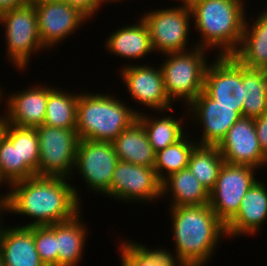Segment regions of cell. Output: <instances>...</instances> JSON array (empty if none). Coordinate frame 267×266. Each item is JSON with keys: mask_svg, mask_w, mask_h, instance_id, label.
Segmentation results:
<instances>
[{"mask_svg": "<svg viewBox=\"0 0 267 266\" xmlns=\"http://www.w3.org/2000/svg\"><path fill=\"white\" fill-rule=\"evenodd\" d=\"M8 187V213L33 219L17 226L53 225L69 221L81 212V195L68 178L36 175Z\"/></svg>", "mask_w": 267, "mask_h": 266, "instance_id": "cell-1", "label": "cell"}, {"mask_svg": "<svg viewBox=\"0 0 267 266\" xmlns=\"http://www.w3.org/2000/svg\"><path fill=\"white\" fill-rule=\"evenodd\" d=\"M169 212L175 252H166L180 266H206L226 237L225 225L209 204L170 207Z\"/></svg>", "mask_w": 267, "mask_h": 266, "instance_id": "cell-2", "label": "cell"}, {"mask_svg": "<svg viewBox=\"0 0 267 266\" xmlns=\"http://www.w3.org/2000/svg\"><path fill=\"white\" fill-rule=\"evenodd\" d=\"M192 12V23L200 32L195 46L220 50L216 55H233L239 48L245 18L243 0H187ZM219 48V49H218Z\"/></svg>", "mask_w": 267, "mask_h": 266, "instance_id": "cell-3", "label": "cell"}, {"mask_svg": "<svg viewBox=\"0 0 267 266\" xmlns=\"http://www.w3.org/2000/svg\"><path fill=\"white\" fill-rule=\"evenodd\" d=\"M108 93H79L76 131L80 140L113 142L142 112Z\"/></svg>", "mask_w": 267, "mask_h": 266, "instance_id": "cell-4", "label": "cell"}, {"mask_svg": "<svg viewBox=\"0 0 267 266\" xmlns=\"http://www.w3.org/2000/svg\"><path fill=\"white\" fill-rule=\"evenodd\" d=\"M193 46L191 51L164 54L166 58L160 65L167 97L173 104L183 102L186 108L203 91L209 64L206 58L209 50Z\"/></svg>", "mask_w": 267, "mask_h": 266, "instance_id": "cell-5", "label": "cell"}, {"mask_svg": "<svg viewBox=\"0 0 267 266\" xmlns=\"http://www.w3.org/2000/svg\"><path fill=\"white\" fill-rule=\"evenodd\" d=\"M0 24L5 28L8 62L16 69L26 70L34 52L48 51L39 37L37 14L32 2L1 12Z\"/></svg>", "mask_w": 267, "mask_h": 266, "instance_id": "cell-6", "label": "cell"}, {"mask_svg": "<svg viewBox=\"0 0 267 266\" xmlns=\"http://www.w3.org/2000/svg\"><path fill=\"white\" fill-rule=\"evenodd\" d=\"M141 18L148 27L154 52L164 55L189 50L188 38L193 27L192 12L187 1L170 8L150 9Z\"/></svg>", "mask_w": 267, "mask_h": 266, "instance_id": "cell-7", "label": "cell"}, {"mask_svg": "<svg viewBox=\"0 0 267 266\" xmlns=\"http://www.w3.org/2000/svg\"><path fill=\"white\" fill-rule=\"evenodd\" d=\"M35 129L40 151L38 176L64 177L71 180L80 140L76 129L46 125Z\"/></svg>", "mask_w": 267, "mask_h": 266, "instance_id": "cell-8", "label": "cell"}, {"mask_svg": "<svg viewBox=\"0 0 267 266\" xmlns=\"http://www.w3.org/2000/svg\"><path fill=\"white\" fill-rule=\"evenodd\" d=\"M118 161L112 142L79 140L73 171L85 180L87 190L106 196Z\"/></svg>", "mask_w": 267, "mask_h": 266, "instance_id": "cell-9", "label": "cell"}, {"mask_svg": "<svg viewBox=\"0 0 267 266\" xmlns=\"http://www.w3.org/2000/svg\"><path fill=\"white\" fill-rule=\"evenodd\" d=\"M255 170L251 166L225 162L220 168L216 184L210 191L209 206L224 225L236 215L244 195L258 180L254 177Z\"/></svg>", "mask_w": 267, "mask_h": 266, "instance_id": "cell-10", "label": "cell"}, {"mask_svg": "<svg viewBox=\"0 0 267 266\" xmlns=\"http://www.w3.org/2000/svg\"><path fill=\"white\" fill-rule=\"evenodd\" d=\"M106 197L133 203H152L162 199L161 181L155 169L118 161L113 173L111 189Z\"/></svg>", "mask_w": 267, "mask_h": 266, "instance_id": "cell-11", "label": "cell"}, {"mask_svg": "<svg viewBox=\"0 0 267 266\" xmlns=\"http://www.w3.org/2000/svg\"><path fill=\"white\" fill-rule=\"evenodd\" d=\"M205 69L203 91L218 104L242 107L244 100V65L233 55H217Z\"/></svg>", "mask_w": 267, "mask_h": 266, "instance_id": "cell-12", "label": "cell"}, {"mask_svg": "<svg viewBox=\"0 0 267 266\" xmlns=\"http://www.w3.org/2000/svg\"><path fill=\"white\" fill-rule=\"evenodd\" d=\"M37 14L39 37L46 49L76 33L89 18L78 8L60 0L32 1ZM50 47V48H49Z\"/></svg>", "mask_w": 267, "mask_h": 266, "instance_id": "cell-13", "label": "cell"}, {"mask_svg": "<svg viewBox=\"0 0 267 266\" xmlns=\"http://www.w3.org/2000/svg\"><path fill=\"white\" fill-rule=\"evenodd\" d=\"M125 65L122 66L123 68L118 75L122 77L125 88L128 90L127 93L130 94L129 96L133 101L153 109L158 114H160L159 112L165 114L169 111L173 112V103L166 95L160 65L159 67H152L147 64L130 65L128 63Z\"/></svg>", "mask_w": 267, "mask_h": 266, "instance_id": "cell-14", "label": "cell"}, {"mask_svg": "<svg viewBox=\"0 0 267 266\" xmlns=\"http://www.w3.org/2000/svg\"><path fill=\"white\" fill-rule=\"evenodd\" d=\"M188 120L202 124L203 133L198 145L218 146L230 127L242 116V107H226L202 91L188 106ZM193 117V118H192Z\"/></svg>", "mask_w": 267, "mask_h": 266, "instance_id": "cell-15", "label": "cell"}, {"mask_svg": "<svg viewBox=\"0 0 267 266\" xmlns=\"http://www.w3.org/2000/svg\"><path fill=\"white\" fill-rule=\"evenodd\" d=\"M217 147L227 164L247 165L258 170L267 166L252 118L241 116Z\"/></svg>", "mask_w": 267, "mask_h": 266, "instance_id": "cell-16", "label": "cell"}, {"mask_svg": "<svg viewBox=\"0 0 267 266\" xmlns=\"http://www.w3.org/2000/svg\"><path fill=\"white\" fill-rule=\"evenodd\" d=\"M42 84L44 83L8 95L7 102L3 103H6L8 124L29 128L43 125L48 93L53 87Z\"/></svg>", "mask_w": 267, "mask_h": 266, "instance_id": "cell-17", "label": "cell"}, {"mask_svg": "<svg viewBox=\"0 0 267 266\" xmlns=\"http://www.w3.org/2000/svg\"><path fill=\"white\" fill-rule=\"evenodd\" d=\"M257 180L246 192L236 215L225 225L227 237L256 235L267 222V187ZM265 222V223H264ZM261 228V229H260Z\"/></svg>", "mask_w": 267, "mask_h": 266, "instance_id": "cell-18", "label": "cell"}, {"mask_svg": "<svg viewBox=\"0 0 267 266\" xmlns=\"http://www.w3.org/2000/svg\"><path fill=\"white\" fill-rule=\"evenodd\" d=\"M0 260L4 266H45L36 250L33 233L28 227L3 226Z\"/></svg>", "mask_w": 267, "mask_h": 266, "instance_id": "cell-19", "label": "cell"}, {"mask_svg": "<svg viewBox=\"0 0 267 266\" xmlns=\"http://www.w3.org/2000/svg\"><path fill=\"white\" fill-rule=\"evenodd\" d=\"M251 23L245 18L241 44L233 56L246 68L267 69V7ZM248 21V22H247Z\"/></svg>", "mask_w": 267, "mask_h": 266, "instance_id": "cell-20", "label": "cell"}, {"mask_svg": "<svg viewBox=\"0 0 267 266\" xmlns=\"http://www.w3.org/2000/svg\"><path fill=\"white\" fill-rule=\"evenodd\" d=\"M135 25H125L107 37L105 47L109 53L123 59L138 60L154 53L149 30L140 18Z\"/></svg>", "mask_w": 267, "mask_h": 266, "instance_id": "cell-21", "label": "cell"}, {"mask_svg": "<svg viewBox=\"0 0 267 266\" xmlns=\"http://www.w3.org/2000/svg\"><path fill=\"white\" fill-rule=\"evenodd\" d=\"M112 144L120 161L154 168L156 152L138 120L124 129Z\"/></svg>", "mask_w": 267, "mask_h": 266, "instance_id": "cell-22", "label": "cell"}, {"mask_svg": "<svg viewBox=\"0 0 267 266\" xmlns=\"http://www.w3.org/2000/svg\"><path fill=\"white\" fill-rule=\"evenodd\" d=\"M161 192L162 198L166 194L171 195L169 207L209 204L210 192L189 168L172 173L165 178L161 182Z\"/></svg>", "mask_w": 267, "mask_h": 266, "instance_id": "cell-23", "label": "cell"}, {"mask_svg": "<svg viewBox=\"0 0 267 266\" xmlns=\"http://www.w3.org/2000/svg\"><path fill=\"white\" fill-rule=\"evenodd\" d=\"M81 213L69 221L55 224L58 266H79L82 261L88 231Z\"/></svg>", "mask_w": 267, "mask_h": 266, "instance_id": "cell-24", "label": "cell"}, {"mask_svg": "<svg viewBox=\"0 0 267 266\" xmlns=\"http://www.w3.org/2000/svg\"><path fill=\"white\" fill-rule=\"evenodd\" d=\"M152 114L141 113L137 115V120L142 124L146 131L152 149L158 152L181 140L187 133L183 125L186 115L180 119H175L173 115H164L162 117L152 116ZM159 117V118H158ZM184 118V119H183Z\"/></svg>", "mask_w": 267, "mask_h": 266, "instance_id": "cell-25", "label": "cell"}, {"mask_svg": "<svg viewBox=\"0 0 267 266\" xmlns=\"http://www.w3.org/2000/svg\"><path fill=\"white\" fill-rule=\"evenodd\" d=\"M79 93L64 91L57 87L48 93L46 115L43 125L56 128L76 129V114Z\"/></svg>", "mask_w": 267, "mask_h": 266, "instance_id": "cell-26", "label": "cell"}, {"mask_svg": "<svg viewBox=\"0 0 267 266\" xmlns=\"http://www.w3.org/2000/svg\"><path fill=\"white\" fill-rule=\"evenodd\" d=\"M267 113V72L244 66L242 116L255 119Z\"/></svg>", "mask_w": 267, "mask_h": 266, "instance_id": "cell-27", "label": "cell"}, {"mask_svg": "<svg viewBox=\"0 0 267 266\" xmlns=\"http://www.w3.org/2000/svg\"><path fill=\"white\" fill-rule=\"evenodd\" d=\"M224 159L217 146L196 145L190 155L188 168L210 192L218 178Z\"/></svg>", "mask_w": 267, "mask_h": 266, "instance_id": "cell-28", "label": "cell"}, {"mask_svg": "<svg viewBox=\"0 0 267 266\" xmlns=\"http://www.w3.org/2000/svg\"><path fill=\"white\" fill-rule=\"evenodd\" d=\"M188 135L190 134L156 152L154 169L161 182L170 174L188 168L191 152L197 145V142L190 139Z\"/></svg>", "mask_w": 267, "mask_h": 266, "instance_id": "cell-29", "label": "cell"}, {"mask_svg": "<svg viewBox=\"0 0 267 266\" xmlns=\"http://www.w3.org/2000/svg\"><path fill=\"white\" fill-rule=\"evenodd\" d=\"M118 250L121 266H180L164 247L150 249L141 243L123 239Z\"/></svg>", "mask_w": 267, "mask_h": 266, "instance_id": "cell-30", "label": "cell"}, {"mask_svg": "<svg viewBox=\"0 0 267 266\" xmlns=\"http://www.w3.org/2000/svg\"><path fill=\"white\" fill-rule=\"evenodd\" d=\"M5 135L13 144H17L19 164H25L35 175H38L40 151L36 129L7 124Z\"/></svg>", "mask_w": 267, "mask_h": 266, "instance_id": "cell-31", "label": "cell"}, {"mask_svg": "<svg viewBox=\"0 0 267 266\" xmlns=\"http://www.w3.org/2000/svg\"><path fill=\"white\" fill-rule=\"evenodd\" d=\"M0 176L8 184L36 176L25 164H19L17 144L4 134L0 140Z\"/></svg>", "mask_w": 267, "mask_h": 266, "instance_id": "cell-32", "label": "cell"}, {"mask_svg": "<svg viewBox=\"0 0 267 266\" xmlns=\"http://www.w3.org/2000/svg\"><path fill=\"white\" fill-rule=\"evenodd\" d=\"M33 233L36 250L45 266H58L55 224L28 227Z\"/></svg>", "mask_w": 267, "mask_h": 266, "instance_id": "cell-33", "label": "cell"}, {"mask_svg": "<svg viewBox=\"0 0 267 266\" xmlns=\"http://www.w3.org/2000/svg\"><path fill=\"white\" fill-rule=\"evenodd\" d=\"M67 4L78 8L89 19L94 18L96 13L101 9L102 4L105 5V0H62Z\"/></svg>", "mask_w": 267, "mask_h": 266, "instance_id": "cell-34", "label": "cell"}, {"mask_svg": "<svg viewBox=\"0 0 267 266\" xmlns=\"http://www.w3.org/2000/svg\"><path fill=\"white\" fill-rule=\"evenodd\" d=\"M253 120L262 153L267 158V113Z\"/></svg>", "mask_w": 267, "mask_h": 266, "instance_id": "cell-35", "label": "cell"}, {"mask_svg": "<svg viewBox=\"0 0 267 266\" xmlns=\"http://www.w3.org/2000/svg\"><path fill=\"white\" fill-rule=\"evenodd\" d=\"M32 0H0V13L9 9L25 6Z\"/></svg>", "mask_w": 267, "mask_h": 266, "instance_id": "cell-36", "label": "cell"}, {"mask_svg": "<svg viewBox=\"0 0 267 266\" xmlns=\"http://www.w3.org/2000/svg\"><path fill=\"white\" fill-rule=\"evenodd\" d=\"M5 212L8 214V193L0 195V225H3L1 221Z\"/></svg>", "mask_w": 267, "mask_h": 266, "instance_id": "cell-37", "label": "cell"}, {"mask_svg": "<svg viewBox=\"0 0 267 266\" xmlns=\"http://www.w3.org/2000/svg\"><path fill=\"white\" fill-rule=\"evenodd\" d=\"M7 118L6 115L3 114V116L0 114V140L5 134V129L7 126Z\"/></svg>", "mask_w": 267, "mask_h": 266, "instance_id": "cell-38", "label": "cell"}, {"mask_svg": "<svg viewBox=\"0 0 267 266\" xmlns=\"http://www.w3.org/2000/svg\"><path fill=\"white\" fill-rule=\"evenodd\" d=\"M2 87H0V105L2 104V100L4 101L3 97H5L6 95H3L5 92H2L4 89H1ZM2 99V100H1Z\"/></svg>", "mask_w": 267, "mask_h": 266, "instance_id": "cell-39", "label": "cell"}, {"mask_svg": "<svg viewBox=\"0 0 267 266\" xmlns=\"http://www.w3.org/2000/svg\"><path fill=\"white\" fill-rule=\"evenodd\" d=\"M119 1H120V0H105L106 4H107V3H112V2H113V3H114V2H115V3H116V2L118 3Z\"/></svg>", "mask_w": 267, "mask_h": 266, "instance_id": "cell-40", "label": "cell"}, {"mask_svg": "<svg viewBox=\"0 0 267 266\" xmlns=\"http://www.w3.org/2000/svg\"><path fill=\"white\" fill-rule=\"evenodd\" d=\"M4 182V183H3ZM3 184V187H4V184L6 185L7 183L4 181V179L0 176V186H2Z\"/></svg>", "mask_w": 267, "mask_h": 266, "instance_id": "cell-41", "label": "cell"}, {"mask_svg": "<svg viewBox=\"0 0 267 266\" xmlns=\"http://www.w3.org/2000/svg\"><path fill=\"white\" fill-rule=\"evenodd\" d=\"M2 228H3V225H0V236H1V233H2Z\"/></svg>", "mask_w": 267, "mask_h": 266, "instance_id": "cell-42", "label": "cell"}, {"mask_svg": "<svg viewBox=\"0 0 267 266\" xmlns=\"http://www.w3.org/2000/svg\"><path fill=\"white\" fill-rule=\"evenodd\" d=\"M0 266H4V264L2 263V261L0 260Z\"/></svg>", "mask_w": 267, "mask_h": 266, "instance_id": "cell-43", "label": "cell"}]
</instances>
